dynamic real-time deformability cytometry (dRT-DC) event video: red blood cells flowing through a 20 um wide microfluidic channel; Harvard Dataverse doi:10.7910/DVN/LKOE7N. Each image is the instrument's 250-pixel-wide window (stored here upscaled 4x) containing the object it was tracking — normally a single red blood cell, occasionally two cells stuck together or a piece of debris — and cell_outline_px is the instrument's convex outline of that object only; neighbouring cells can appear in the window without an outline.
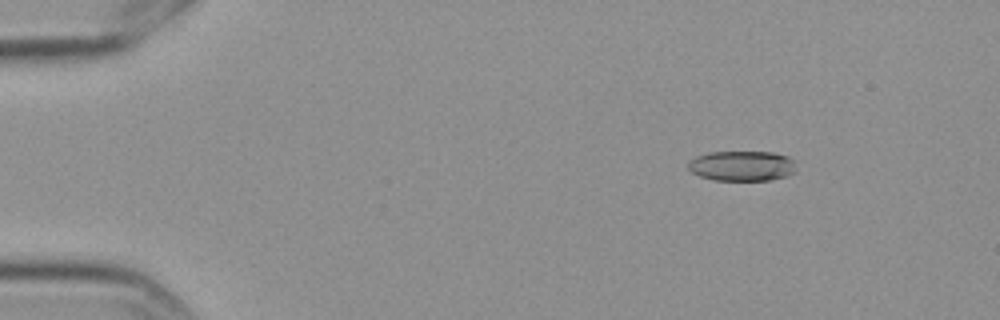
{"species": "Egyptian fruit bat (a non-hibernating species)", "species_latin": "Rousettus aegyptiacus", "temperature_condition": "cold", "stored_images_in_passage": 4, "camera_frame_rate_fps": 3000, "um_per_image_px": 0.085, "frame": {"image": 1, "passage_image": 1, "time_ms": 0.0, "image_size_px": [1000, 320], "cell_outline_px": [[796, 172], [788, 176], [772, 180], [712, 180], [700, 176], [692, 172], [688, 168], [688, 164], [696, 156], [708, 152], [772, 152], [788, 156], [796, 160]], "centroid_in_image_um": [63.13, 14.1], "position_along_channel_um": 21.9, "area_um2": 19.25}}